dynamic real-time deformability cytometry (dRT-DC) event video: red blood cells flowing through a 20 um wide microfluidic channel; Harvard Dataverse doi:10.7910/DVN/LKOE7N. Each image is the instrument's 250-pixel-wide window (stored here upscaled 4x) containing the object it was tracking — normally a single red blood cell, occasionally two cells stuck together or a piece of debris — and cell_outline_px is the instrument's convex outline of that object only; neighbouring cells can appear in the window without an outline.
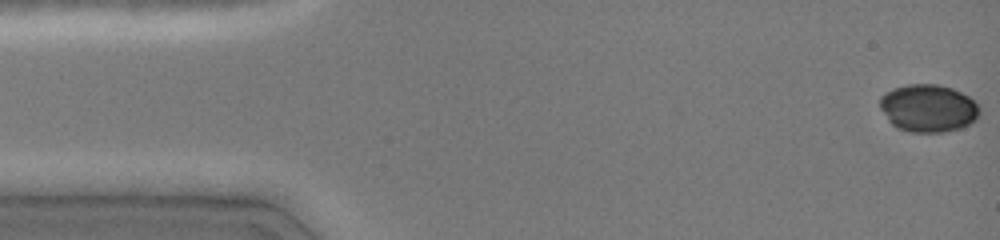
{"species": "common noctule bat (a hibernating species)", "species_latin": "Nyctalus noctula", "temperature_condition": "cold", "stored_images_in_passage": 47, "camera_frame_rate_fps": 3000, "um_per_image_px": 0.085, "animal": {"sex": "female", "body_mass_g": 19.0, "forearm_length_mm": 51.5}, "frame": {"image": 1, "passage_image": 1, "time_ms": 0.0, "image_size_px": [1000, 240], "cell_outline_px": [[980, 112], [976, 120], [960, 128], [944, 132], [908, 132], [896, 128], [888, 120], [880, 108], [880, 96], [892, 88], [908, 84], [936, 84], [952, 88], [968, 96], [980, 108]], "centroid_in_image_um": [78.88, 9.2], "position_along_channel_um": 6.1, "area_um2": 27.74}}
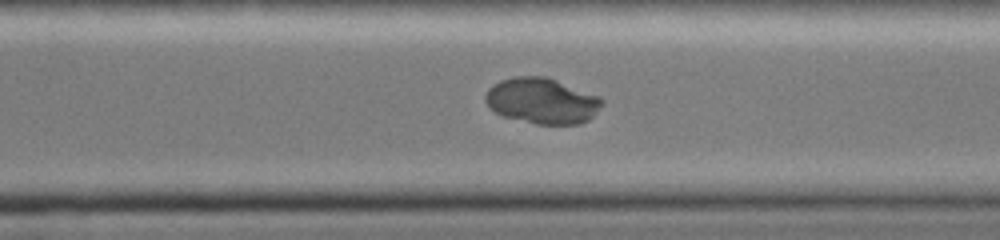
{"frame": {"image": 2, "passage_image": 33, "time_ms": 10.667, "image_size_px": [1000, 240], "cell_outline_px": [[604, 104], [588, 120], [580, 124], [536, 124], [504, 116], [488, 108], [484, 100], [484, 96], [488, 88], [492, 84], [500, 80], [516, 76], [544, 76], [556, 80], [600, 96], [604, 100]], "centroid_in_image_um": [46.05, 8.57], "position_along_channel_um": 324.5, "area_um2": 31.27}}
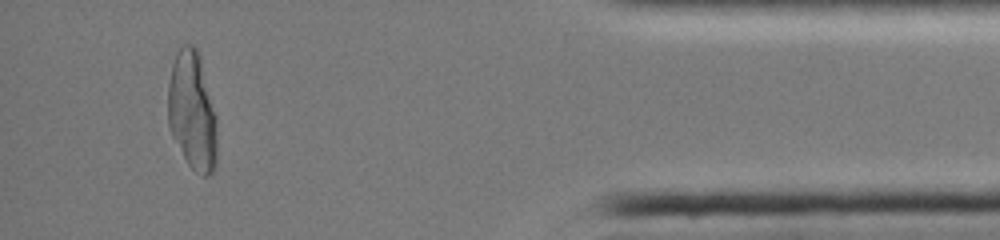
{"frame": {"image": 3, "passage_image": 43, "time_ms": 14.0, "image_size_px": [1000, 240], "cell_outline_px": [[216, 164], [212, 172], [208, 176], [200, 176], [188, 164], [172, 136], [168, 124], [168, 84], [172, 64], [176, 52], [184, 44], [192, 44], [200, 52], [216, 116]], "centroid_in_image_um": [16.34, 9.42], "position_along_channel_um": 418.9, "area_um2": 34.28}}